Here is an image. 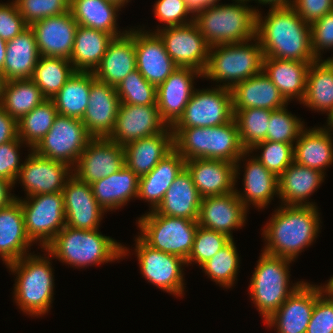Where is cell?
Segmentation results:
<instances>
[{"label": "cell", "mask_w": 333, "mask_h": 333, "mask_svg": "<svg viewBox=\"0 0 333 333\" xmlns=\"http://www.w3.org/2000/svg\"><path fill=\"white\" fill-rule=\"evenodd\" d=\"M256 15V38L264 57L316 61L311 46V27L291 7L270 8Z\"/></svg>", "instance_id": "obj_1"}, {"label": "cell", "mask_w": 333, "mask_h": 333, "mask_svg": "<svg viewBox=\"0 0 333 333\" xmlns=\"http://www.w3.org/2000/svg\"><path fill=\"white\" fill-rule=\"evenodd\" d=\"M317 206L280 205L263 227V252L295 261L319 236L321 217ZM303 250V251H302Z\"/></svg>", "instance_id": "obj_2"}, {"label": "cell", "mask_w": 333, "mask_h": 333, "mask_svg": "<svg viewBox=\"0 0 333 333\" xmlns=\"http://www.w3.org/2000/svg\"><path fill=\"white\" fill-rule=\"evenodd\" d=\"M54 258L75 268L102 265L129 256V249L99 229L84 230L65 226L45 248Z\"/></svg>", "instance_id": "obj_3"}, {"label": "cell", "mask_w": 333, "mask_h": 333, "mask_svg": "<svg viewBox=\"0 0 333 333\" xmlns=\"http://www.w3.org/2000/svg\"><path fill=\"white\" fill-rule=\"evenodd\" d=\"M42 250H45L42 251L46 253L42 254L44 256L30 252L6 266L16 276L14 302L24 314L31 317L46 315L54 300L52 255L46 249Z\"/></svg>", "instance_id": "obj_4"}, {"label": "cell", "mask_w": 333, "mask_h": 333, "mask_svg": "<svg viewBox=\"0 0 333 333\" xmlns=\"http://www.w3.org/2000/svg\"><path fill=\"white\" fill-rule=\"evenodd\" d=\"M233 1L231 4L210 3L194 17V22L210 47L242 43L256 37L259 6L256 9L248 1Z\"/></svg>", "instance_id": "obj_5"}, {"label": "cell", "mask_w": 333, "mask_h": 333, "mask_svg": "<svg viewBox=\"0 0 333 333\" xmlns=\"http://www.w3.org/2000/svg\"><path fill=\"white\" fill-rule=\"evenodd\" d=\"M174 149L185 159L198 158L236 161L246 151L240 142L234 118L213 127L171 128Z\"/></svg>", "instance_id": "obj_6"}, {"label": "cell", "mask_w": 333, "mask_h": 333, "mask_svg": "<svg viewBox=\"0 0 333 333\" xmlns=\"http://www.w3.org/2000/svg\"><path fill=\"white\" fill-rule=\"evenodd\" d=\"M263 59V50L256 37L242 43L214 45L209 48L202 79H210L216 82V86L232 89L237 83L260 74Z\"/></svg>", "instance_id": "obj_7"}, {"label": "cell", "mask_w": 333, "mask_h": 333, "mask_svg": "<svg viewBox=\"0 0 333 333\" xmlns=\"http://www.w3.org/2000/svg\"><path fill=\"white\" fill-rule=\"evenodd\" d=\"M294 261L263 251L250 279L248 294L254 306L267 320L304 282L290 283V263ZM292 287H291V285Z\"/></svg>", "instance_id": "obj_8"}, {"label": "cell", "mask_w": 333, "mask_h": 333, "mask_svg": "<svg viewBox=\"0 0 333 333\" xmlns=\"http://www.w3.org/2000/svg\"><path fill=\"white\" fill-rule=\"evenodd\" d=\"M138 221V222H137ZM139 237L150 247L188 259L198 228L197 220L171 217L148 211L136 220Z\"/></svg>", "instance_id": "obj_9"}, {"label": "cell", "mask_w": 333, "mask_h": 333, "mask_svg": "<svg viewBox=\"0 0 333 333\" xmlns=\"http://www.w3.org/2000/svg\"><path fill=\"white\" fill-rule=\"evenodd\" d=\"M15 198L21 204L27 236L32 243L38 242L40 248L45 249L66 226L62 192Z\"/></svg>", "instance_id": "obj_10"}, {"label": "cell", "mask_w": 333, "mask_h": 333, "mask_svg": "<svg viewBox=\"0 0 333 333\" xmlns=\"http://www.w3.org/2000/svg\"><path fill=\"white\" fill-rule=\"evenodd\" d=\"M92 138L81 119L58 114L50 130L32 150L73 168Z\"/></svg>", "instance_id": "obj_11"}, {"label": "cell", "mask_w": 333, "mask_h": 333, "mask_svg": "<svg viewBox=\"0 0 333 333\" xmlns=\"http://www.w3.org/2000/svg\"><path fill=\"white\" fill-rule=\"evenodd\" d=\"M135 253L140 273L148 283L176 297L185 295L183 273L186 261L176 255L162 252L147 245L139 236L135 238Z\"/></svg>", "instance_id": "obj_12"}, {"label": "cell", "mask_w": 333, "mask_h": 333, "mask_svg": "<svg viewBox=\"0 0 333 333\" xmlns=\"http://www.w3.org/2000/svg\"><path fill=\"white\" fill-rule=\"evenodd\" d=\"M234 117L231 89H195L183 114L171 128L213 127L224 125Z\"/></svg>", "instance_id": "obj_13"}, {"label": "cell", "mask_w": 333, "mask_h": 333, "mask_svg": "<svg viewBox=\"0 0 333 333\" xmlns=\"http://www.w3.org/2000/svg\"><path fill=\"white\" fill-rule=\"evenodd\" d=\"M156 33L178 67L192 68L203 74L209 57L210 46L196 23L160 28Z\"/></svg>", "instance_id": "obj_14"}, {"label": "cell", "mask_w": 333, "mask_h": 333, "mask_svg": "<svg viewBox=\"0 0 333 333\" xmlns=\"http://www.w3.org/2000/svg\"><path fill=\"white\" fill-rule=\"evenodd\" d=\"M30 151L25 157L15 184L23 185L26 197L62 192L67 180L73 175L72 167Z\"/></svg>", "instance_id": "obj_15"}, {"label": "cell", "mask_w": 333, "mask_h": 333, "mask_svg": "<svg viewBox=\"0 0 333 333\" xmlns=\"http://www.w3.org/2000/svg\"><path fill=\"white\" fill-rule=\"evenodd\" d=\"M125 166L124 147L108 137L92 138L72 168L73 175L92 184Z\"/></svg>", "instance_id": "obj_16"}, {"label": "cell", "mask_w": 333, "mask_h": 333, "mask_svg": "<svg viewBox=\"0 0 333 333\" xmlns=\"http://www.w3.org/2000/svg\"><path fill=\"white\" fill-rule=\"evenodd\" d=\"M250 151H245L235 163V183L241 173L240 163L243 164V192L235 188V192L242 204L249 210L252 204L255 208L264 209L275 197H278V177L266 169ZM250 156V157H249ZM249 157L248 159H246ZM277 195V196H276Z\"/></svg>", "instance_id": "obj_17"}, {"label": "cell", "mask_w": 333, "mask_h": 333, "mask_svg": "<svg viewBox=\"0 0 333 333\" xmlns=\"http://www.w3.org/2000/svg\"><path fill=\"white\" fill-rule=\"evenodd\" d=\"M134 42L136 69L149 83L158 87L178 68L152 29L134 28Z\"/></svg>", "instance_id": "obj_18"}, {"label": "cell", "mask_w": 333, "mask_h": 333, "mask_svg": "<svg viewBox=\"0 0 333 333\" xmlns=\"http://www.w3.org/2000/svg\"><path fill=\"white\" fill-rule=\"evenodd\" d=\"M86 111L81 119L93 138L109 137L113 132L120 106L116 88L95 78L91 72V89Z\"/></svg>", "instance_id": "obj_19"}, {"label": "cell", "mask_w": 333, "mask_h": 333, "mask_svg": "<svg viewBox=\"0 0 333 333\" xmlns=\"http://www.w3.org/2000/svg\"><path fill=\"white\" fill-rule=\"evenodd\" d=\"M66 226L75 229H99L106 211L93 196L91 184L72 175L62 190Z\"/></svg>", "instance_id": "obj_20"}, {"label": "cell", "mask_w": 333, "mask_h": 333, "mask_svg": "<svg viewBox=\"0 0 333 333\" xmlns=\"http://www.w3.org/2000/svg\"><path fill=\"white\" fill-rule=\"evenodd\" d=\"M166 127L157 105L120 103L114 130L108 138L124 146L131 141L161 133Z\"/></svg>", "instance_id": "obj_21"}, {"label": "cell", "mask_w": 333, "mask_h": 333, "mask_svg": "<svg viewBox=\"0 0 333 333\" xmlns=\"http://www.w3.org/2000/svg\"><path fill=\"white\" fill-rule=\"evenodd\" d=\"M248 212L235 191L224 195L206 196L201 199L197 223L234 239L232 230L245 225Z\"/></svg>", "instance_id": "obj_22"}, {"label": "cell", "mask_w": 333, "mask_h": 333, "mask_svg": "<svg viewBox=\"0 0 333 333\" xmlns=\"http://www.w3.org/2000/svg\"><path fill=\"white\" fill-rule=\"evenodd\" d=\"M202 73L192 68L178 67L157 87L156 104L161 120L172 127L183 114L195 90L194 79Z\"/></svg>", "instance_id": "obj_23"}, {"label": "cell", "mask_w": 333, "mask_h": 333, "mask_svg": "<svg viewBox=\"0 0 333 333\" xmlns=\"http://www.w3.org/2000/svg\"><path fill=\"white\" fill-rule=\"evenodd\" d=\"M315 302L316 284L304 281L264 323L277 333H306Z\"/></svg>", "instance_id": "obj_24"}, {"label": "cell", "mask_w": 333, "mask_h": 333, "mask_svg": "<svg viewBox=\"0 0 333 333\" xmlns=\"http://www.w3.org/2000/svg\"><path fill=\"white\" fill-rule=\"evenodd\" d=\"M40 56L70 59L78 23L71 11L46 17L30 26Z\"/></svg>", "instance_id": "obj_25"}, {"label": "cell", "mask_w": 333, "mask_h": 333, "mask_svg": "<svg viewBox=\"0 0 333 333\" xmlns=\"http://www.w3.org/2000/svg\"><path fill=\"white\" fill-rule=\"evenodd\" d=\"M199 195H224L235 191V163L218 159L185 160Z\"/></svg>", "instance_id": "obj_26"}, {"label": "cell", "mask_w": 333, "mask_h": 333, "mask_svg": "<svg viewBox=\"0 0 333 333\" xmlns=\"http://www.w3.org/2000/svg\"><path fill=\"white\" fill-rule=\"evenodd\" d=\"M136 70L134 28L109 43L106 53L93 74L96 79L117 87L131 72Z\"/></svg>", "instance_id": "obj_27"}, {"label": "cell", "mask_w": 333, "mask_h": 333, "mask_svg": "<svg viewBox=\"0 0 333 333\" xmlns=\"http://www.w3.org/2000/svg\"><path fill=\"white\" fill-rule=\"evenodd\" d=\"M31 246L20 201L15 199L0 209V259L7 266L30 254Z\"/></svg>", "instance_id": "obj_28"}, {"label": "cell", "mask_w": 333, "mask_h": 333, "mask_svg": "<svg viewBox=\"0 0 333 333\" xmlns=\"http://www.w3.org/2000/svg\"><path fill=\"white\" fill-rule=\"evenodd\" d=\"M123 147L125 165L141 177L174 149V135L167 126L161 133L131 141Z\"/></svg>", "instance_id": "obj_29"}, {"label": "cell", "mask_w": 333, "mask_h": 333, "mask_svg": "<svg viewBox=\"0 0 333 333\" xmlns=\"http://www.w3.org/2000/svg\"><path fill=\"white\" fill-rule=\"evenodd\" d=\"M332 135L333 128L328 124L309 129L305 127L294 143V162L326 175L325 170L333 164Z\"/></svg>", "instance_id": "obj_30"}, {"label": "cell", "mask_w": 333, "mask_h": 333, "mask_svg": "<svg viewBox=\"0 0 333 333\" xmlns=\"http://www.w3.org/2000/svg\"><path fill=\"white\" fill-rule=\"evenodd\" d=\"M325 175L315 169L293 163L278 177V197L282 205L317 206L310 196L324 182ZM308 199V200H307Z\"/></svg>", "instance_id": "obj_31"}, {"label": "cell", "mask_w": 333, "mask_h": 333, "mask_svg": "<svg viewBox=\"0 0 333 333\" xmlns=\"http://www.w3.org/2000/svg\"><path fill=\"white\" fill-rule=\"evenodd\" d=\"M314 61L283 60L264 57L263 72L278 88L281 95L289 103L302 102L306 93L308 70Z\"/></svg>", "instance_id": "obj_32"}, {"label": "cell", "mask_w": 333, "mask_h": 333, "mask_svg": "<svg viewBox=\"0 0 333 333\" xmlns=\"http://www.w3.org/2000/svg\"><path fill=\"white\" fill-rule=\"evenodd\" d=\"M233 110L261 108L277 110L288 105L278 88L262 71L240 83L232 89Z\"/></svg>", "instance_id": "obj_33"}, {"label": "cell", "mask_w": 333, "mask_h": 333, "mask_svg": "<svg viewBox=\"0 0 333 333\" xmlns=\"http://www.w3.org/2000/svg\"><path fill=\"white\" fill-rule=\"evenodd\" d=\"M184 168L185 159L173 149L148 174L139 177L137 198L148 202L151 208L149 211L155 210L177 175Z\"/></svg>", "instance_id": "obj_34"}, {"label": "cell", "mask_w": 333, "mask_h": 333, "mask_svg": "<svg viewBox=\"0 0 333 333\" xmlns=\"http://www.w3.org/2000/svg\"><path fill=\"white\" fill-rule=\"evenodd\" d=\"M201 199L191 174L184 168L154 211L160 215L197 220Z\"/></svg>", "instance_id": "obj_35"}, {"label": "cell", "mask_w": 333, "mask_h": 333, "mask_svg": "<svg viewBox=\"0 0 333 333\" xmlns=\"http://www.w3.org/2000/svg\"><path fill=\"white\" fill-rule=\"evenodd\" d=\"M139 177L126 165L119 171L91 184L93 196L106 211L124 207L132 199H137Z\"/></svg>", "instance_id": "obj_36"}, {"label": "cell", "mask_w": 333, "mask_h": 333, "mask_svg": "<svg viewBox=\"0 0 333 333\" xmlns=\"http://www.w3.org/2000/svg\"><path fill=\"white\" fill-rule=\"evenodd\" d=\"M40 54L33 29L28 26L19 35L7 41L3 75L6 81L30 79Z\"/></svg>", "instance_id": "obj_37"}, {"label": "cell", "mask_w": 333, "mask_h": 333, "mask_svg": "<svg viewBox=\"0 0 333 333\" xmlns=\"http://www.w3.org/2000/svg\"><path fill=\"white\" fill-rule=\"evenodd\" d=\"M70 11L78 25L83 27L104 31L114 38L128 32V30L121 31L117 27V14L121 11V7L111 1L71 0Z\"/></svg>", "instance_id": "obj_38"}, {"label": "cell", "mask_w": 333, "mask_h": 333, "mask_svg": "<svg viewBox=\"0 0 333 333\" xmlns=\"http://www.w3.org/2000/svg\"><path fill=\"white\" fill-rule=\"evenodd\" d=\"M300 104L321 114L326 113L327 123L333 118V67L326 59L311 63L306 93Z\"/></svg>", "instance_id": "obj_39"}, {"label": "cell", "mask_w": 333, "mask_h": 333, "mask_svg": "<svg viewBox=\"0 0 333 333\" xmlns=\"http://www.w3.org/2000/svg\"><path fill=\"white\" fill-rule=\"evenodd\" d=\"M113 38L104 31L78 25L69 59L75 71L94 72Z\"/></svg>", "instance_id": "obj_40"}, {"label": "cell", "mask_w": 333, "mask_h": 333, "mask_svg": "<svg viewBox=\"0 0 333 333\" xmlns=\"http://www.w3.org/2000/svg\"><path fill=\"white\" fill-rule=\"evenodd\" d=\"M91 72L75 71L51 99L59 115L82 119L89 102Z\"/></svg>", "instance_id": "obj_41"}, {"label": "cell", "mask_w": 333, "mask_h": 333, "mask_svg": "<svg viewBox=\"0 0 333 333\" xmlns=\"http://www.w3.org/2000/svg\"><path fill=\"white\" fill-rule=\"evenodd\" d=\"M44 100L46 98L31 78L16 79L6 81L0 106L11 117L19 121Z\"/></svg>", "instance_id": "obj_42"}, {"label": "cell", "mask_w": 333, "mask_h": 333, "mask_svg": "<svg viewBox=\"0 0 333 333\" xmlns=\"http://www.w3.org/2000/svg\"><path fill=\"white\" fill-rule=\"evenodd\" d=\"M74 73L69 59L40 56L31 79L46 99H52Z\"/></svg>", "instance_id": "obj_43"}, {"label": "cell", "mask_w": 333, "mask_h": 333, "mask_svg": "<svg viewBox=\"0 0 333 333\" xmlns=\"http://www.w3.org/2000/svg\"><path fill=\"white\" fill-rule=\"evenodd\" d=\"M58 115L51 99L44 100L18 121V137L32 150L47 134Z\"/></svg>", "instance_id": "obj_44"}, {"label": "cell", "mask_w": 333, "mask_h": 333, "mask_svg": "<svg viewBox=\"0 0 333 333\" xmlns=\"http://www.w3.org/2000/svg\"><path fill=\"white\" fill-rule=\"evenodd\" d=\"M234 239L219 250L200 268L210 280L223 288H232L237 281L240 268V257Z\"/></svg>", "instance_id": "obj_45"}, {"label": "cell", "mask_w": 333, "mask_h": 333, "mask_svg": "<svg viewBox=\"0 0 333 333\" xmlns=\"http://www.w3.org/2000/svg\"><path fill=\"white\" fill-rule=\"evenodd\" d=\"M273 110L247 108L233 110L242 147L249 151L255 144L266 140L270 115Z\"/></svg>", "instance_id": "obj_46"}, {"label": "cell", "mask_w": 333, "mask_h": 333, "mask_svg": "<svg viewBox=\"0 0 333 333\" xmlns=\"http://www.w3.org/2000/svg\"><path fill=\"white\" fill-rule=\"evenodd\" d=\"M116 92L122 104L157 105V87L149 83L137 69L118 84Z\"/></svg>", "instance_id": "obj_47"}, {"label": "cell", "mask_w": 333, "mask_h": 333, "mask_svg": "<svg viewBox=\"0 0 333 333\" xmlns=\"http://www.w3.org/2000/svg\"><path fill=\"white\" fill-rule=\"evenodd\" d=\"M261 149L254 157L269 171L279 177L294 161V146L289 143L261 141L249 151L253 153ZM260 155V156H259Z\"/></svg>", "instance_id": "obj_48"}, {"label": "cell", "mask_w": 333, "mask_h": 333, "mask_svg": "<svg viewBox=\"0 0 333 333\" xmlns=\"http://www.w3.org/2000/svg\"><path fill=\"white\" fill-rule=\"evenodd\" d=\"M287 105L273 110L270 115L266 140L273 142L289 143L294 146L300 132L305 128V122L301 118L288 111Z\"/></svg>", "instance_id": "obj_49"}, {"label": "cell", "mask_w": 333, "mask_h": 333, "mask_svg": "<svg viewBox=\"0 0 333 333\" xmlns=\"http://www.w3.org/2000/svg\"><path fill=\"white\" fill-rule=\"evenodd\" d=\"M231 240L232 238L225 233L198 226L192 251L186 260V267L192 263L201 267Z\"/></svg>", "instance_id": "obj_50"}, {"label": "cell", "mask_w": 333, "mask_h": 333, "mask_svg": "<svg viewBox=\"0 0 333 333\" xmlns=\"http://www.w3.org/2000/svg\"><path fill=\"white\" fill-rule=\"evenodd\" d=\"M306 333H333V289L316 285V302Z\"/></svg>", "instance_id": "obj_51"}, {"label": "cell", "mask_w": 333, "mask_h": 333, "mask_svg": "<svg viewBox=\"0 0 333 333\" xmlns=\"http://www.w3.org/2000/svg\"><path fill=\"white\" fill-rule=\"evenodd\" d=\"M28 26L46 17L70 11L71 0H14Z\"/></svg>", "instance_id": "obj_52"}, {"label": "cell", "mask_w": 333, "mask_h": 333, "mask_svg": "<svg viewBox=\"0 0 333 333\" xmlns=\"http://www.w3.org/2000/svg\"><path fill=\"white\" fill-rule=\"evenodd\" d=\"M153 12L157 20L162 22L161 24L164 23L162 27L158 25L153 32L164 28V26L165 28L180 26L194 21V17L187 10L184 0H157L153 5Z\"/></svg>", "instance_id": "obj_53"}, {"label": "cell", "mask_w": 333, "mask_h": 333, "mask_svg": "<svg viewBox=\"0 0 333 333\" xmlns=\"http://www.w3.org/2000/svg\"><path fill=\"white\" fill-rule=\"evenodd\" d=\"M23 142L18 138L7 143L0 144V178L6 179L15 185L20 169V147Z\"/></svg>", "instance_id": "obj_54"}, {"label": "cell", "mask_w": 333, "mask_h": 333, "mask_svg": "<svg viewBox=\"0 0 333 333\" xmlns=\"http://www.w3.org/2000/svg\"><path fill=\"white\" fill-rule=\"evenodd\" d=\"M311 46L316 59H322V51L333 50V11L310 25Z\"/></svg>", "instance_id": "obj_55"}, {"label": "cell", "mask_w": 333, "mask_h": 333, "mask_svg": "<svg viewBox=\"0 0 333 333\" xmlns=\"http://www.w3.org/2000/svg\"><path fill=\"white\" fill-rule=\"evenodd\" d=\"M27 27L14 0L9 3H0V37L2 39L9 41Z\"/></svg>", "instance_id": "obj_56"}, {"label": "cell", "mask_w": 333, "mask_h": 333, "mask_svg": "<svg viewBox=\"0 0 333 333\" xmlns=\"http://www.w3.org/2000/svg\"><path fill=\"white\" fill-rule=\"evenodd\" d=\"M291 7L301 19L311 25L333 11V0H293Z\"/></svg>", "instance_id": "obj_57"}, {"label": "cell", "mask_w": 333, "mask_h": 333, "mask_svg": "<svg viewBox=\"0 0 333 333\" xmlns=\"http://www.w3.org/2000/svg\"><path fill=\"white\" fill-rule=\"evenodd\" d=\"M18 138V121L0 106V144Z\"/></svg>", "instance_id": "obj_58"}, {"label": "cell", "mask_w": 333, "mask_h": 333, "mask_svg": "<svg viewBox=\"0 0 333 333\" xmlns=\"http://www.w3.org/2000/svg\"><path fill=\"white\" fill-rule=\"evenodd\" d=\"M15 187L11 182L6 179L0 178V209L8 206L16 198L15 195L10 193Z\"/></svg>", "instance_id": "obj_59"}, {"label": "cell", "mask_w": 333, "mask_h": 333, "mask_svg": "<svg viewBox=\"0 0 333 333\" xmlns=\"http://www.w3.org/2000/svg\"><path fill=\"white\" fill-rule=\"evenodd\" d=\"M186 3L187 10L190 14L195 17L198 13L202 12L208 3L206 0H184Z\"/></svg>", "instance_id": "obj_60"}, {"label": "cell", "mask_w": 333, "mask_h": 333, "mask_svg": "<svg viewBox=\"0 0 333 333\" xmlns=\"http://www.w3.org/2000/svg\"><path fill=\"white\" fill-rule=\"evenodd\" d=\"M260 5H269L270 8L289 7L293 0H253Z\"/></svg>", "instance_id": "obj_61"}, {"label": "cell", "mask_w": 333, "mask_h": 333, "mask_svg": "<svg viewBox=\"0 0 333 333\" xmlns=\"http://www.w3.org/2000/svg\"><path fill=\"white\" fill-rule=\"evenodd\" d=\"M7 41L0 37V71H3V66L6 59Z\"/></svg>", "instance_id": "obj_62"}, {"label": "cell", "mask_w": 333, "mask_h": 333, "mask_svg": "<svg viewBox=\"0 0 333 333\" xmlns=\"http://www.w3.org/2000/svg\"><path fill=\"white\" fill-rule=\"evenodd\" d=\"M6 80L4 78L3 72L0 71V101L3 95V90H4V86H5Z\"/></svg>", "instance_id": "obj_63"}, {"label": "cell", "mask_w": 333, "mask_h": 333, "mask_svg": "<svg viewBox=\"0 0 333 333\" xmlns=\"http://www.w3.org/2000/svg\"><path fill=\"white\" fill-rule=\"evenodd\" d=\"M111 1L113 3H116L117 5H119L121 8H123L126 4H128V2H130V0H108Z\"/></svg>", "instance_id": "obj_64"}, {"label": "cell", "mask_w": 333, "mask_h": 333, "mask_svg": "<svg viewBox=\"0 0 333 333\" xmlns=\"http://www.w3.org/2000/svg\"><path fill=\"white\" fill-rule=\"evenodd\" d=\"M326 60L333 67V56L332 57H328Z\"/></svg>", "instance_id": "obj_65"}, {"label": "cell", "mask_w": 333, "mask_h": 333, "mask_svg": "<svg viewBox=\"0 0 333 333\" xmlns=\"http://www.w3.org/2000/svg\"><path fill=\"white\" fill-rule=\"evenodd\" d=\"M329 286L333 289V275L332 277L328 280Z\"/></svg>", "instance_id": "obj_66"}, {"label": "cell", "mask_w": 333, "mask_h": 333, "mask_svg": "<svg viewBox=\"0 0 333 333\" xmlns=\"http://www.w3.org/2000/svg\"><path fill=\"white\" fill-rule=\"evenodd\" d=\"M220 0H206L208 4L210 3H219Z\"/></svg>", "instance_id": "obj_67"}, {"label": "cell", "mask_w": 333, "mask_h": 333, "mask_svg": "<svg viewBox=\"0 0 333 333\" xmlns=\"http://www.w3.org/2000/svg\"><path fill=\"white\" fill-rule=\"evenodd\" d=\"M327 124L333 128V118Z\"/></svg>", "instance_id": "obj_68"}]
</instances>
